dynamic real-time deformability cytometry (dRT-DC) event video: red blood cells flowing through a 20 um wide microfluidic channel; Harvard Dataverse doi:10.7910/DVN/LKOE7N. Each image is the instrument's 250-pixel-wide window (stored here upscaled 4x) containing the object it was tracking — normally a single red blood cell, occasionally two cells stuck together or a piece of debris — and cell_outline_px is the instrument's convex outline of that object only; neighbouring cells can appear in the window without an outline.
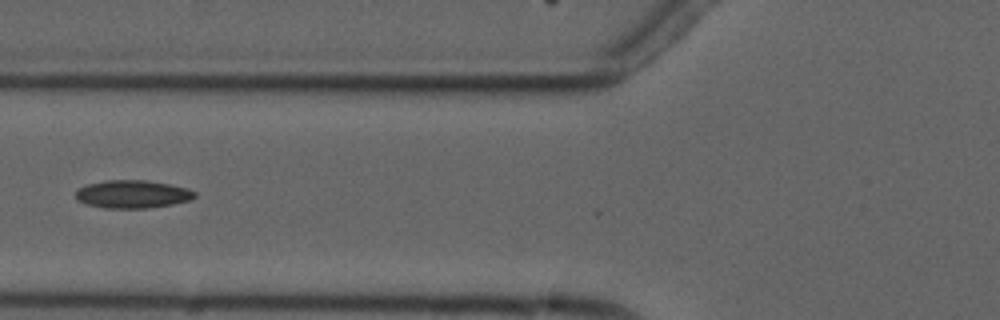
{"species": "common noctule bat (a hibernating species)", "species_latin": "Nyctalus noctula", "temperature_condition": "cold", "stored_images_in_passage": 4, "camera_frame_rate_fps": 3000, "um_per_image_px": 0.085, "animal": {"sex": "male", "forearm_length_mm": 52.5}, "frame": {"image": 1, "passage_image": 2, "time_ms": 1.0, "image_size_px": [1000, 320], "cell_outline_px": [[196, 196], [192, 200], [172, 204], [148, 208], [104, 208], [84, 204], [76, 200], [76, 188], [88, 184], [108, 180], [144, 180], [168, 184], [188, 188], [196, 192]], "centroid_in_image_um": [11.24, 16.51], "position_along_channel_um": 114.6, "area_um2": 19.54}}
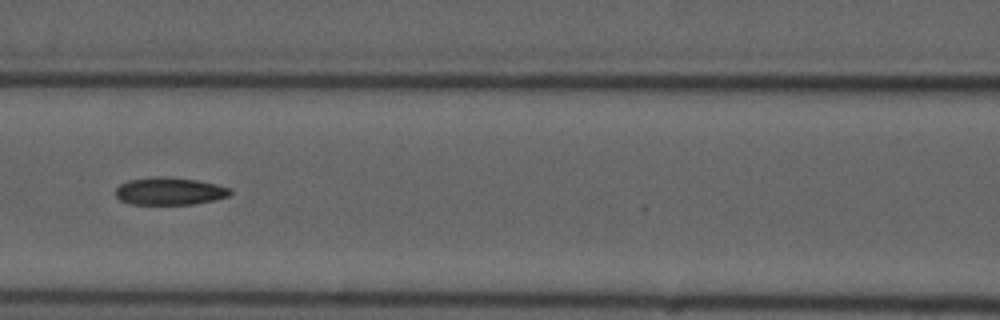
{"frame": {"image": 2, "passage_image": 3, "time_ms": 2.0, "image_size_px": [1000, 320], "cell_outline_px": [[232, 192], [228, 196], [212, 200], [192, 204], [128, 204], [120, 200], [116, 196], [116, 188], [120, 184], [128, 180], [152, 176], [160, 176], [196, 180], [216, 184], [232, 188]], "centroid_in_image_um": [14.39, 16.24], "position_along_channel_um": 152.2, "area_um2": 18.38}}
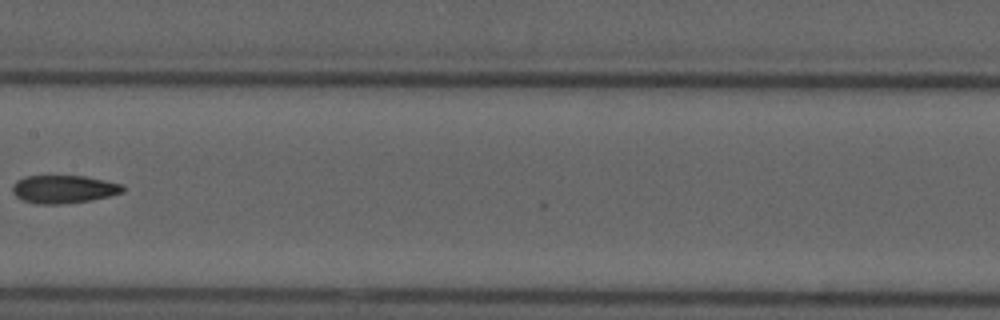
{"frame": {"image": 3, "passage_image": 4, "time_ms": 3.333, "image_size_px": [1000, 320], "cell_outline_px": [[124, 192], [92, 200], [60, 204], [36, 204], [24, 200], [16, 196], [12, 192], [12, 184], [16, 180], [24, 176], [84, 176], [124, 184]], "centroid_in_image_um": [5.4, 16.08], "position_along_channel_um": 202.0, "area_um2": 18.09}}